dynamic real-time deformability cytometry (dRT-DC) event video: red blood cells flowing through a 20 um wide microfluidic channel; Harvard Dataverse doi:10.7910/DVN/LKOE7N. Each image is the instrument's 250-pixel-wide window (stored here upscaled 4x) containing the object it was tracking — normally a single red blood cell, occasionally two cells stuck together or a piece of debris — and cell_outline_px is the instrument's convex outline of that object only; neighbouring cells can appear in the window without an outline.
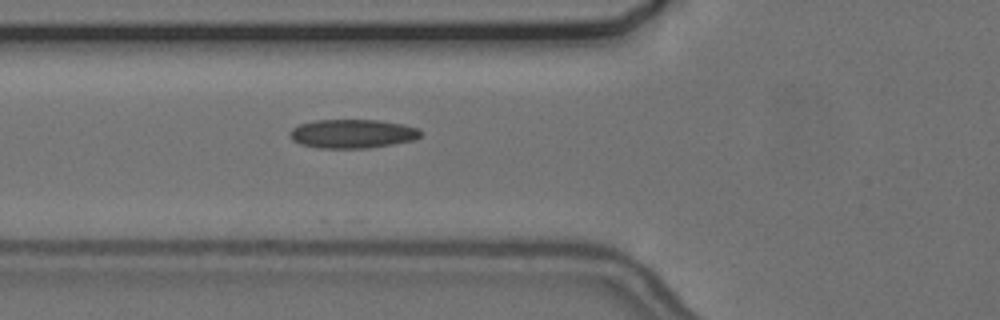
{"species": "common noctule bat (a hibernating species)", "species_latin": "Nyctalus noctula", "temperature_condition": "cold", "stored_images_in_passage": 26, "camera_frame_rate_fps": 3000, "um_per_image_px": 0.085, "animal": {"sex": "female", "body_mass_g": 24.6, "forearm_length_mm": 56.2}, "frame": {"image": 1, "passage_image": 6, "time_ms": 1.667, "image_size_px": [1000, 320], "cell_outline_px": [[424, 132], [420, 136], [412, 140], [392, 144], [368, 148], [316, 148], [300, 144], [292, 140], [288, 132], [292, 128], [300, 124], [316, 120], [380, 120], [404, 124], [420, 128]], "centroid_in_image_um": [29.96, 11.36], "position_along_channel_um": 95.8, "area_um2": 22.2}}
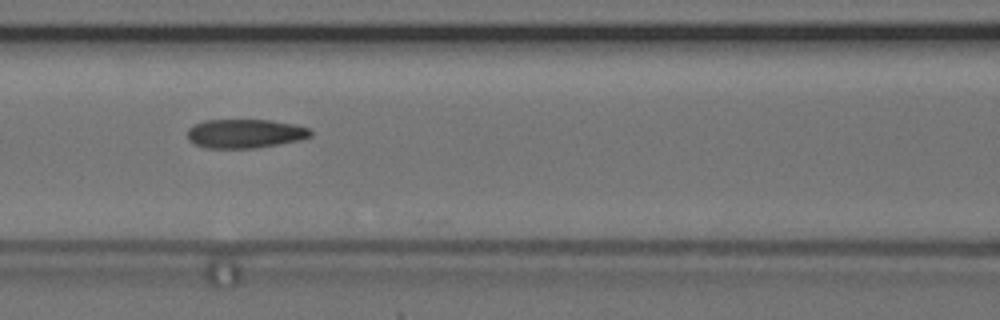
{"frame": {"image": 2, "passage_image": 10, "time_ms": 3.0, "image_size_px": [1000, 320], "cell_outline_px": [[312, 136], [300, 140], [256, 148], [204, 148], [188, 140], [188, 128], [192, 124], [204, 120], [268, 120], [296, 124], [308, 128], [312, 132]], "centroid_in_image_um": [20.81, 11.35], "position_along_channel_um": 145.8, "area_um2": 20.92}}